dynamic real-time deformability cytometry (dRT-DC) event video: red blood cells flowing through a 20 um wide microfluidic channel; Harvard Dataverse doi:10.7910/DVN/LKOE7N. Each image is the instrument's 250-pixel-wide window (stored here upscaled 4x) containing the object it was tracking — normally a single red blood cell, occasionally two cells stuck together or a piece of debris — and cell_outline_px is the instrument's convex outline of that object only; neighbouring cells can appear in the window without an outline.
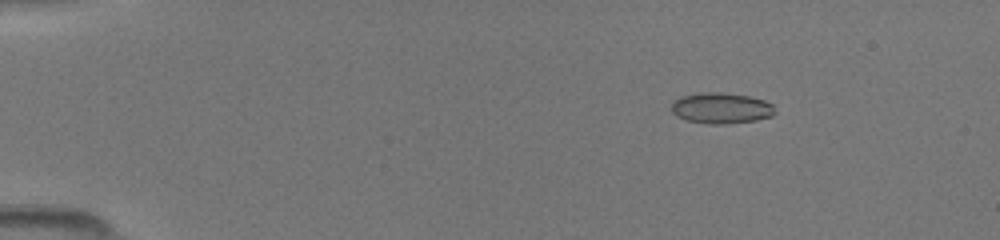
{"species": "common noctule bat (a hibernating species)", "species_latin": "Nyctalus noctula", "temperature_condition": "room temperature", "stored_images_in_passage": 50, "camera_frame_rate_fps": 3000, "um_per_image_px": 0.085, "animal": {"sex": "female", "body_mass_g": 19.5, "forearm_length_mm": 54.1}, "frame": {"image": 1, "passage_image": 8, "time_ms": 2.333, "image_size_px": [1000, 240], "cell_outline_px": [[776, 112], [772, 116], [756, 120], [724, 124], [708, 124], [688, 120], [676, 116], [672, 112], [672, 104], [680, 96], [700, 92], [720, 92], [748, 96], [764, 100], [772, 104]], "centroid_in_image_um": [61.3, 9.19], "position_along_channel_um": 23.7, "area_um2": 18.61}}
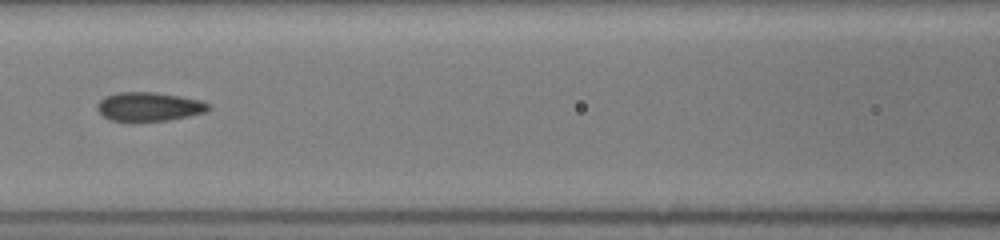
{"frame": {"image": 2, "passage_image": 24, "time_ms": 7.667, "image_size_px": [1000, 240], "cell_outline_px": [[212, 108], [204, 112], [188, 116], [168, 120], [132, 124], [108, 120], [96, 108], [96, 104], [104, 96], [116, 92], [156, 92], [180, 96], [200, 100], [212, 104]], "centroid_in_image_um": [12.62, 9.1], "position_along_channel_um": 154.0, "area_um2": 19.54}}
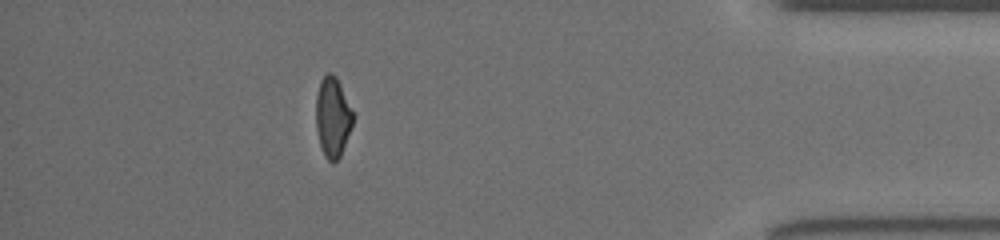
{"frame": {"image": 3, "passage_image": 45, "time_ms": 14.667, "image_size_px": [1000, 240], "cell_outline_px": [[352, 124], [340, 156], [332, 164], [324, 156], [320, 144], [316, 128], [316, 96], [320, 80], [328, 72], [332, 72], [336, 76], [340, 84], [352, 112]], "centroid_in_image_um": [28.24, 9.94], "position_along_channel_um": 407.0, "area_um2": 16.94}}